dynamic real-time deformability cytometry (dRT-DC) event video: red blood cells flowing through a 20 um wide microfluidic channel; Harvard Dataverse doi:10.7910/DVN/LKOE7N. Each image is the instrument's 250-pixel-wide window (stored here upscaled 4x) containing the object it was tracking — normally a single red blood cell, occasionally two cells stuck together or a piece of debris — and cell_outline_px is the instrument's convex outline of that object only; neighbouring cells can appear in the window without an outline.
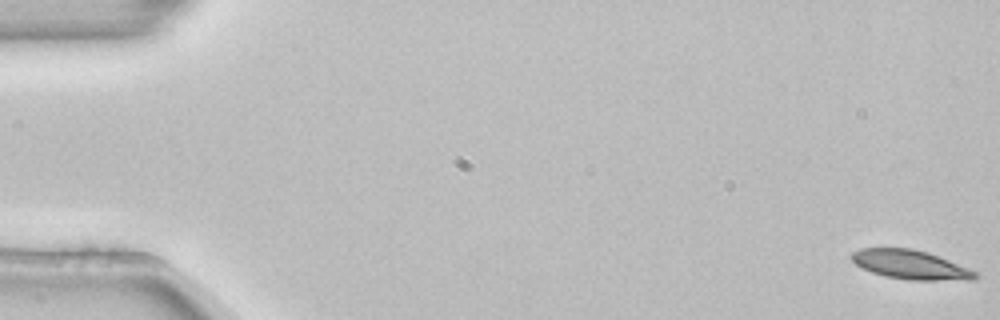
{"species": "common noctule bat (a hibernating species)", "species_latin": "Nyctalus noctula", "temperature_condition": "room temperature", "stored_images_in_passage": 6, "camera_frame_rate_fps": 3000, "um_per_image_px": 0.085, "animal": {"sex": "female", "body_mass_g": 22.7, "forearm_length_mm": 54.2}, "frame": {"image": 1, "passage_image": 1, "time_ms": 0.0, "image_size_px": [1000, 320], "cell_outline_px": [[976, 276], [972, 280], [908, 280], [884, 276], [872, 272], [856, 264], [852, 260], [852, 252], [860, 248], [912, 248], [928, 252], [968, 268], [976, 272]], "centroid_in_image_um": [77.37, 22.49], "position_along_channel_um": 7.6, "area_um2": 20.75}}
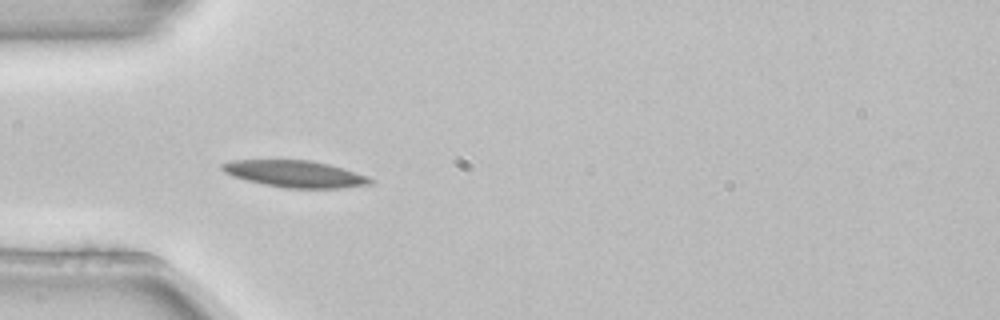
{"frame": {"image": 2, "passage_image": 5, "time_ms": 1.333, "image_size_px": [1000, 320], "cell_outline_px": [[372, 184], [344, 188], [284, 188], [264, 184], [232, 176], [224, 172], [220, 168], [220, 164], [232, 160], [312, 160], [344, 168], [368, 176], [372, 180]], "centroid_in_image_um": [25.09, 14.78], "position_along_channel_um": 59.9, "area_um2": 23.18}}